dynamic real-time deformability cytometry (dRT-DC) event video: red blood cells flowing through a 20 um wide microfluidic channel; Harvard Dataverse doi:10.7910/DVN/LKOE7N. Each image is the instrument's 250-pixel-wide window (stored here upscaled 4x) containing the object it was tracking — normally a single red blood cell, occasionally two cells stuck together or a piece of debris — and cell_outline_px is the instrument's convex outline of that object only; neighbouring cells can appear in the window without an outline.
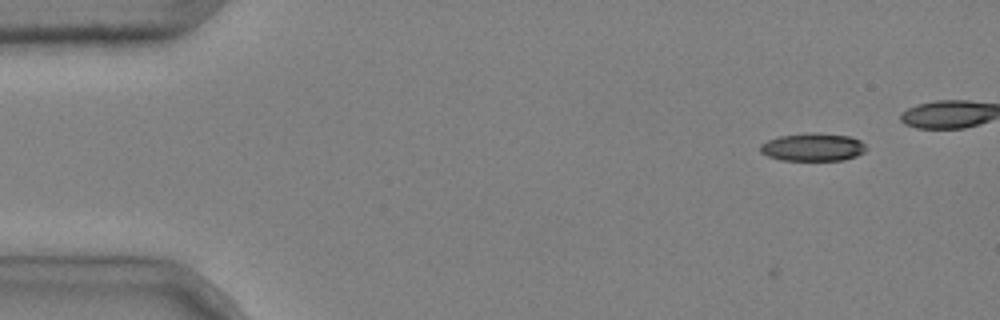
{"species": "common noctule bat (a hibernating species)", "species_latin": "Nyctalus noctula", "temperature_condition": "cold", "stored_images_in_passage": 6, "camera_frame_rate_fps": 3000, "um_per_image_px": 0.085, "animal": {"sex": "male", "body_mass_g": 20.4}, "frame": {"image": 1, "passage_image": 2, "time_ms": 0.333, "image_size_px": [1000, 320], "cell_outline_px": [[868, 148], [864, 152], [856, 156], [844, 160], [780, 160], [768, 156], [760, 152], [760, 144], [768, 140], [780, 136], [816, 132], [852, 136], [860, 140]], "centroid_in_image_um": [69.12, 12.5], "position_along_channel_um": 15.9, "area_um2": 17.34}}